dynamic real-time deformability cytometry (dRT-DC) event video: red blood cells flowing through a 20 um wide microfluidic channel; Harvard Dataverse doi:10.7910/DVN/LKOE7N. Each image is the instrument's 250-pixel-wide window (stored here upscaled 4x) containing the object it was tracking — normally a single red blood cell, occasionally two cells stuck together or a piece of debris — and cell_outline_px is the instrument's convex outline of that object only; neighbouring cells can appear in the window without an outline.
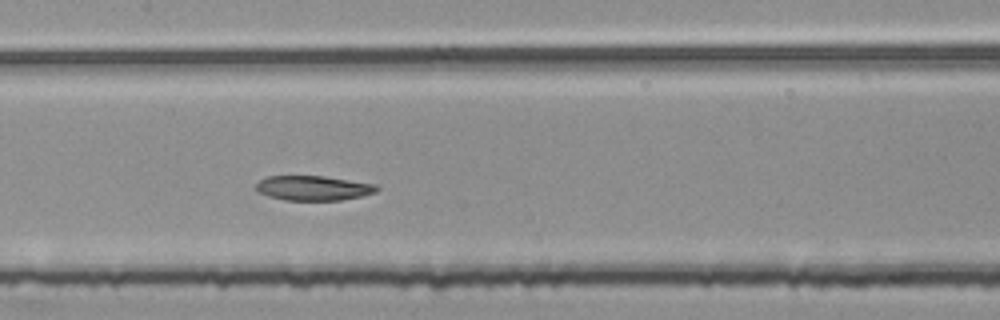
{"species": "common noctule bat (a hibernating species)", "species_latin": "Nyctalus noctula", "temperature_condition": "room temperature", "stored_images_in_passage": 38, "segment_of_instrument_passage": [2, 2], "camera_frame_rate_fps": 3000, "um_per_image_px": 0.085, "animal": {"sex": "female", "body_mass_g": 25.1}, "frame": {"image": 1, "passage_image": 13, "time_ms": 4.0, "image_size_px": [1000, 320], "cell_outline_px": [[380, 188], [376, 192], [364, 196], [340, 200], [284, 200], [268, 196], [256, 192], [256, 184], [260, 180], [268, 176], [324, 176], [376, 184]], "centroid_in_image_um": [26.64, 15.99], "position_along_channel_um": 180.8, "area_um2": 17.51}}
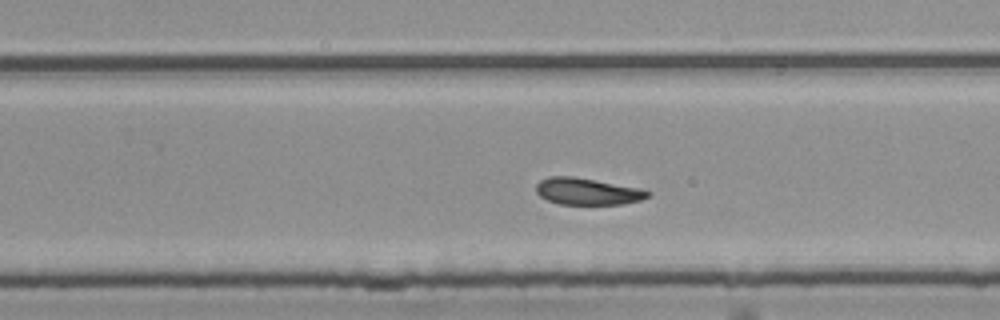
{"frame": {"image": 2, "passage_image": 21, "time_ms": 6.667, "image_size_px": [1000, 320], "cell_outline_px": [[652, 192], [648, 196], [640, 200], [624, 204], [560, 204], [548, 200], [540, 196], [536, 192], [536, 184], [540, 180], [548, 176], [572, 176], [640, 188]], "centroid_in_image_um": [49.91, 16.26], "position_along_channel_um": 279.9, "area_um2": 17.34}}
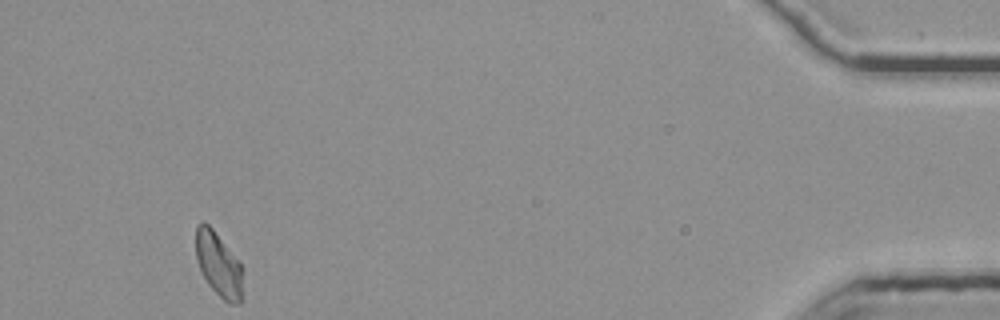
{"frame": {"image": 3, "passage_image": 38, "time_ms": 12.333, "image_size_px": [1000, 320], "cell_outline_px": [[244, 268], [240, 304], [228, 304], [208, 284], [196, 260], [196, 224], [204, 220], [212, 228], [240, 260]], "centroid_in_image_um": [18.61, 22.46], "position_along_channel_um": 416.6, "area_um2": 17.92}}